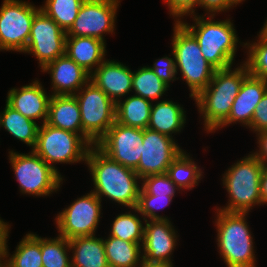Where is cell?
I'll return each instance as SVG.
<instances>
[{"label":"cell","mask_w":267,"mask_h":267,"mask_svg":"<svg viewBox=\"0 0 267 267\" xmlns=\"http://www.w3.org/2000/svg\"><path fill=\"white\" fill-rule=\"evenodd\" d=\"M260 198L261 203H267V164L263 166L260 176Z\"/></svg>","instance_id":"obj_42"},{"label":"cell","mask_w":267,"mask_h":267,"mask_svg":"<svg viewBox=\"0 0 267 267\" xmlns=\"http://www.w3.org/2000/svg\"><path fill=\"white\" fill-rule=\"evenodd\" d=\"M145 220L143 246L144 255L141 259L148 263H169L170 254L174 250L176 233L169 219Z\"/></svg>","instance_id":"obj_16"},{"label":"cell","mask_w":267,"mask_h":267,"mask_svg":"<svg viewBox=\"0 0 267 267\" xmlns=\"http://www.w3.org/2000/svg\"><path fill=\"white\" fill-rule=\"evenodd\" d=\"M149 68L152 69L159 79L162 80L168 87L169 82L176 79V77H174L177 73L175 60L172 58L163 57L158 59V61L154 63L153 67Z\"/></svg>","instance_id":"obj_37"},{"label":"cell","mask_w":267,"mask_h":267,"mask_svg":"<svg viewBox=\"0 0 267 267\" xmlns=\"http://www.w3.org/2000/svg\"><path fill=\"white\" fill-rule=\"evenodd\" d=\"M8 236V232H0V266H3V262L1 261V258L3 259L4 257L6 258L8 254L7 251V237ZM2 262V263H1Z\"/></svg>","instance_id":"obj_43"},{"label":"cell","mask_w":267,"mask_h":267,"mask_svg":"<svg viewBox=\"0 0 267 267\" xmlns=\"http://www.w3.org/2000/svg\"><path fill=\"white\" fill-rule=\"evenodd\" d=\"M142 189L148 194L157 197H173L175 183L165 174L149 175L143 179Z\"/></svg>","instance_id":"obj_35"},{"label":"cell","mask_w":267,"mask_h":267,"mask_svg":"<svg viewBox=\"0 0 267 267\" xmlns=\"http://www.w3.org/2000/svg\"><path fill=\"white\" fill-rule=\"evenodd\" d=\"M267 91V80L253 75H248L241 85L238 95L232 104L230 115L221 125L240 121L244 125H251L255 107Z\"/></svg>","instance_id":"obj_20"},{"label":"cell","mask_w":267,"mask_h":267,"mask_svg":"<svg viewBox=\"0 0 267 267\" xmlns=\"http://www.w3.org/2000/svg\"><path fill=\"white\" fill-rule=\"evenodd\" d=\"M258 140L260 151L259 153H254L253 155L263 164L266 165L267 162V130L258 133Z\"/></svg>","instance_id":"obj_41"},{"label":"cell","mask_w":267,"mask_h":267,"mask_svg":"<svg viewBox=\"0 0 267 267\" xmlns=\"http://www.w3.org/2000/svg\"><path fill=\"white\" fill-rule=\"evenodd\" d=\"M106 258L110 267H136L140 261L139 243L123 241L109 236L103 240Z\"/></svg>","instance_id":"obj_26"},{"label":"cell","mask_w":267,"mask_h":267,"mask_svg":"<svg viewBox=\"0 0 267 267\" xmlns=\"http://www.w3.org/2000/svg\"><path fill=\"white\" fill-rule=\"evenodd\" d=\"M257 133L267 130V91L255 107L251 125L249 126Z\"/></svg>","instance_id":"obj_38"},{"label":"cell","mask_w":267,"mask_h":267,"mask_svg":"<svg viewBox=\"0 0 267 267\" xmlns=\"http://www.w3.org/2000/svg\"><path fill=\"white\" fill-rule=\"evenodd\" d=\"M51 95L47 96L41 84L36 80L23 86L20 90L11 89L6 103L30 120L43 119L46 122Z\"/></svg>","instance_id":"obj_19"},{"label":"cell","mask_w":267,"mask_h":267,"mask_svg":"<svg viewBox=\"0 0 267 267\" xmlns=\"http://www.w3.org/2000/svg\"><path fill=\"white\" fill-rule=\"evenodd\" d=\"M143 129L115 123L95 146L113 161L135 169L141 158Z\"/></svg>","instance_id":"obj_13"},{"label":"cell","mask_w":267,"mask_h":267,"mask_svg":"<svg viewBox=\"0 0 267 267\" xmlns=\"http://www.w3.org/2000/svg\"><path fill=\"white\" fill-rule=\"evenodd\" d=\"M8 224L4 223L1 219H0V232H8Z\"/></svg>","instance_id":"obj_45"},{"label":"cell","mask_w":267,"mask_h":267,"mask_svg":"<svg viewBox=\"0 0 267 267\" xmlns=\"http://www.w3.org/2000/svg\"><path fill=\"white\" fill-rule=\"evenodd\" d=\"M205 20L195 16L196 25H188L180 21L197 39L202 55L216 70L231 67L235 56L236 36L233 23L225 21ZM197 28V29H196Z\"/></svg>","instance_id":"obj_3"},{"label":"cell","mask_w":267,"mask_h":267,"mask_svg":"<svg viewBox=\"0 0 267 267\" xmlns=\"http://www.w3.org/2000/svg\"><path fill=\"white\" fill-rule=\"evenodd\" d=\"M141 266L140 267H172V264L169 263H148L145 260H141L140 263Z\"/></svg>","instance_id":"obj_44"},{"label":"cell","mask_w":267,"mask_h":267,"mask_svg":"<svg viewBox=\"0 0 267 267\" xmlns=\"http://www.w3.org/2000/svg\"><path fill=\"white\" fill-rule=\"evenodd\" d=\"M166 2L174 17H182L190 12L194 14L193 7L200 6V0H166Z\"/></svg>","instance_id":"obj_39"},{"label":"cell","mask_w":267,"mask_h":267,"mask_svg":"<svg viewBox=\"0 0 267 267\" xmlns=\"http://www.w3.org/2000/svg\"><path fill=\"white\" fill-rule=\"evenodd\" d=\"M85 0H46L41 7L47 16L59 25L64 31H68L74 24L80 6Z\"/></svg>","instance_id":"obj_30"},{"label":"cell","mask_w":267,"mask_h":267,"mask_svg":"<svg viewBox=\"0 0 267 267\" xmlns=\"http://www.w3.org/2000/svg\"><path fill=\"white\" fill-rule=\"evenodd\" d=\"M248 75L245 63L234 71H231V67L216 70L207 87L194 98L204 115L207 131L212 132L227 120L235 97Z\"/></svg>","instance_id":"obj_2"},{"label":"cell","mask_w":267,"mask_h":267,"mask_svg":"<svg viewBox=\"0 0 267 267\" xmlns=\"http://www.w3.org/2000/svg\"><path fill=\"white\" fill-rule=\"evenodd\" d=\"M185 117L183 108L179 104L164 100L151 106L147 128L172 138L171 134L180 132L185 124Z\"/></svg>","instance_id":"obj_24"},{"label":"cell","mask_w":267,"mask_h":267,"mask_svg":"<svg viewBox=\"0 0 267 267\" xmlns=\"http://www.w3.org/2000/svg\"><path fill=\"white\" fill-rule=\"evenodd\" d=\"M151 102L148 99L133 95L118 101L115 107V121L128 127L146 129L150 120Z\"/></svg>","instance_id":"obj_25"},{"label":"cell","mask_w":267,"mask_h":267,"mask_svg":"<svg viewBox=\"0 0 267 267\" xmlns=\"http://www.w3.org/2000/svg\"><path fill=\"white\" fill-rule=\"evenodd\" d=\"M263 166L250 154L228 169L223 184L229 193L230 203L225 208H220L222 211L248 213L252 205L261 204L260 176Z\"/></svg>","instance_id":"obj_6"},{"label":"cell","mask_w":267,"mask_h":267,"mask_svg":"<svg viewBox=\"0 0 267 267\" xmlns=\"http://www.w3.org/2000/svg\"><path fill=\"white\" fill-rule=\"evenodd\" d=\"M101 199L91 192L79 198L56 217L59 236L70 240L93 236L99 222Z\"/></svg>","instance_id":"obj_11"},{"label":"cell","mask_w":267,"mask_h":267,"mask_svg":"<svg viewBox=\"0 0 267 267\" xmlns=\"http://www.w3.org/2000/svg\"><path fill=\"white\" fill-rule=\"evenodd\" d=\"M118 0H85L66 37H94L104 41L103 33L114 30Z\"/></svg>","instance_id":"obj_14"},{"label":"cell","mask_w":267,"mask_h":267,"mask_svg":"<svg viewBox=\"0 0 267 267\" xmlns=\"http://www.w3.org/2000/svg\"><path fill=\"white\" fill-rule=\"evenodd\" d=\"M90 147L80 134L53 127L45 122L38 128L37 142L32 150L52 166L51 163L54 162L86 161Z\"/></svg>","instance_id":"obj_8"},{"label":"cell","mask_w":267,"mask_h":267,"mask_svg":"<svg viewBox=\"0 0 267 267\" xmlns=\"http://www.w3.org/2000/svg\"><path fill=\"white\" fill-rule=\"evenodd\" d=\"M105 42L94 37H66L65 54L89 74L98 67L105 56Z\"/></svg>","instance_id":"obj_22"},{"label":"cell","mask_w":267,"mask_h":267,"mask_svg":"<svg viewBox=\"0 0 267 267\" xmlns=\"http://www.w3.org/2000/svg\"><path fill=\"white\" fill-rule=\"evenodd\" d=\"M39 10L27 2L4 0L0 9V50L25 51Z\"/></svg>","instance_id":"obj_10"},{"label":"cell","mask_w":267,"mask_h":267,"mask_svg":"<svg viewBox=\"0 0 267 267\" xmlns=\"http://www.w3.org/2000/svg\"><path fill=\"white\" fill-rule=\"evenodd\" d=\"M243 0H200L201 7H204L211 13L221 12L229 9L234 4H238Z\"/></svg>","instance_id":"obj_40"},{"label":"cell","mask_w":267,"mask_h":267,"mask_svg":"<svg viewBox=\"0 0 267 267\" xmlns=\"http://www.w3.org/2000/svg\"><path fill=\"white\" fill-rule=\"evenodd\" d=\"M9 153L22 193L46 196L59 188L62 177L55 166H49L33 150L30 155Z\"/></svg>","instance_id":"obj_9"},{"label":"cell","mask_w":267,"mask_h":267,"mask_svg":"<svg viewBox=\"0 0 267 267\" xmlns=\"http://www.w3.org/2000/svg\"><path fill=\"white\" fill-rule=\"evenodd\" d=\"M183 151L173 160L168 167L166 174L175 183L176 187L191 189L198 184L197 181L201 178V171L192 159Z\"/></svg>","instance_id":"obj_29"},{"label":"cell","mask_w":267,"mask_h":267,"mask_svg":"<svg viewBox=\"0 0 267 267\" xmlns=\"http://www.w3.org/2000/svg\"><path fill=\"white\" fill-rule=\"evenodd\" d=\"M68 248H70L69 241L65 237L41 238L43 267H72L66 253Z\"/></svg>","instance_id":"obj_32"},{"label":"cell","mask_w":267,"mask_h":267,"mask_svg":"<svg viewBox=\"0 0 267 267\" xmlns=\"http://www.w3.org/2000/svg\"><path fill=\"white\" fill-rule=\"evenodd\" d=\"M181 151L173 138L148 128L143 129L141 158L134 170L141 179L165 174Z\"/></svg>","instance_id":"obj_15"},{"label":"cell","mask_w":267,"mask_h":267,"mask_svg":"<svg viewBox=\"0 0 267 267\" xmlns=\"http://www.w3.org/2000/svg\"><path fill=\"white\" fill-rule=\"evenodd\" d=\"M93 72L90 74L91 82L102 89L115 104L120 96L132 90L133 72L119 62L103 61Z\"/></svg>","instance_id":"obj_18"},{"label":"cell","mask_w":267,"mask_h":267,"mask_svg":"<svg viewBox=\"0 0 267 267\" xmlns=\"http://www.w3.org/2000/svg\"><path fill=\"white\" fill-rule=\"evenodd\" d=\"M218 247L228 267H255V256L246 213L218 209Z\"/></svg>","instance_id":"obj_5"},{"label":"cell","mask_w":267,"mask_h":267,"mask_svg":"<svg viewBox=\"0 0 267 267\" xmlns=\"http://www.w3.org/2000/svg\"><path fill=\"white\" fill-rule=\"evenodd\" d=\"M3 267H43L41 237L27 234L16 248V252Z\"/></svg>","instance_id":"obj_28"},{"label":"cell","mask_w":267,"mask_h":267,"mask_svg":"<svg viewBox=\"0 0 267 267\" xmlns=\"http://www.w3.org/2000/svg\"><path fill=\"white\" fill-rule=\"evenodd\" d=\"M1 126L11 135L34 149L39 126L35 121L26 118L7 103L4 112L1 114Z\"/></svg>","instance_id":"obj_27"},{"label":"cell","mask_w":267,"mask_h":267,"mask_svg":"<svg viewBox=\"0 0 267 267\" xmlns=\"http://www.w3.org/2000/svg\"><path fill=\"white\" fill-rule=\"evenodd\" d=\"M66 31L39 10L33 19L29 41L24 52L33 53L41 68L65 54Z\"/></svg>","instance_id":"obj_12"},{"label":"cell","mask_w":267,"mask_h":267,"mask_svg":"<svg viewBox=\"0 0 267 267\" xmlns=\"http://www.w3.org/2000/svg\"><path fill=\"white\" fill-rule=\"evenodd\" d=\"M42 70L50 71L54 89L53 95H75V90L79 91L90 81V74L66 54L49 62Z\"/></svg>","instance_id":"obj_17"},{"label":"cell","mask_w":267,"mask_h":267,"mask_svg":"<svg viewBox=\"0 0 267 267\" xmlns=\"http://www.w3.org/2000/svg\"><path fill=\"white\" fill-rule=\"evenodd\" d=\"M168 86L149 67H142L133 72L132 89L136 95L142 98L153 100L164 94Z\"/></svg>","instance_id":"obj_31"},{"label":"cell","mask_w":267,"mask_h":267,"mask_svg":"<svg viewBox=\"0 0 267 267\" xmlns=\"http://www.w3.org/2000/svg\"><path fill=\"white\" fill-rule=\"evenodd\" d=\"M172 197H157V196H152L148 195L142 188L139 193V198H138V203L136 208H134L135 211L141 213L144 216H147L150 218V220H155V219H167L162 216H159L155 213V209L157 207L161 209L163 206H166L171 202ZM163 202V203H162ZM161 204L162 207H160L158 204Z\"/></svg>","instance_id":"obj_36"},{"label":"cell","mask_w":267,"mask_h":267,"mask_svg":"<svg viewBox=\"0 0 267 267\" xmlns=\"http://www.w3.org/2000/svg\"><path fill=\"white\" fill-rule=\"evenodd\" d=\"M73 251L72 267H110L106 258L103 239L93 236L68 240Z\"/></svg>","instance_id":"obj_23"},{"label":"cell","mask_w":267,"mask_h":267,"mask_svg":"<svg viewBox=\"0 0 267 267\" xmlns=\"http://www.w3.org/2000/svg\"><path fill=\"white\" fill-rule=\"evenodd\" d=\"M89 82L75 97L81 113L82 137L92 146L115 123L116 104L102 89Z\"/></svg>","instance_id":"obj_7"},{"label":"cell","mask_w":267,"mask_h":267,"mask_svg":"<svg viewBox=\"0 0 267 267\" xmlns=\"http://www.w3.org/2000/svg\"><path fill=\"white\" fill-rule=\"evenodd\" d=\"M258 43L249 44V58L245 62L249 74L267 80V28L264 26ZM251 45V46H250Z\"/></svg>","instance_id":"obj_34"},{"label":"cell","mask_w":267,"mask_h":267,"mask_svg":"<svg viewBox=\"0 0 267 267\" xmlns=\"http://www.w3.org/2000/svg\"><path fill=\"white\" fill-rule=\"evenodd\" d=\"M144 229L142 221L132 213L118 215L112 226V237L120 238L123 241L139 243L144 238Z\"/></svg>","instance_id":"obj_33"},{"label":"cell","mask_w":267,"mask_h":267,"mask_svg":"<svg viewBox=\"0 0 267 267\" xmlns=\"http://www.w3.org/2000/svg\"><path fill=\"white\" fill-rule=\"evenodd\" d=\"M176 72L179 66L182 77L195 98L213 78L216 69L202 55L194 35L180 22L176 21L172 40Z\"/></svg>","instance_id":"obj_4"},{"label":"cell","mask_w":267,"mask_h":267,"mask_svg":"<svg viewBox=\"0 0 267 267\" xmlns=\"http://www.w3.org/2000/svg\"><path fill=\"white\" fill-rule=\"evenodd\" d=\"M46 123L77 134L79 131L82 136L81 113L75 95H51Z\"/></svg>","instance_id":"obj_21"},{"label":"cell","mask_w":267,"mask_h":267,"mask_svg":"<svg viewBox=\"0 0 267 267\" xmlns=\"http://www.w3.org/2000/svg\"><path fill=\"white\" fill-rule=\"evenodd\" d=\"M86 163L89 165L94 193L101 199L103 195L129 208H136L140 193L137 175L134 169L113 161L95 145L87 154Z\"/></svg>","instance_id":"obj_1"}]
</instances>
